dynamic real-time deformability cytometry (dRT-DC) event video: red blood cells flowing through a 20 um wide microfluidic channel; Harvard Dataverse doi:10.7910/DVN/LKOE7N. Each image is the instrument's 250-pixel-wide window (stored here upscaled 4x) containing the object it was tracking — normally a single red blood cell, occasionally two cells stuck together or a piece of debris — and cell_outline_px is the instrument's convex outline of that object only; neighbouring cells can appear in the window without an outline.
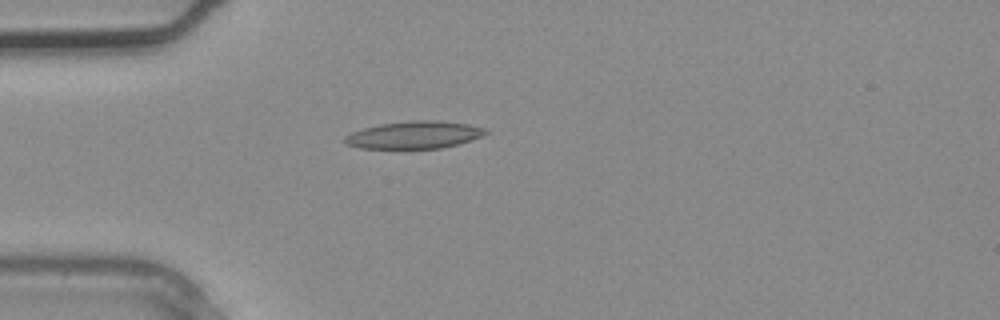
{"species": "common noctule bat (a hibernating species)", "species_latin": "Nyctalus noctula", "temperature_condition": "warm", "stored_images_in_passage": 3, "camera_frame_rate_fps": 3000, "um_per_image_px": 0.085, "animal": {"sex": "male", "body_mass_g": 20.4}, "frame": {"image": 1, "passage_image": 3, "time_ms": 0.667, "image_size_px": [1000, 320], "cell_outline_px": [[492, 132], [484, 136], [472, 140], [440, 148], [360, 148], [344, 144], [344, 136], [352, 132], [364, 128], [380, 124], [412, 120], [432, 120], [468, 124], [488, 128]], "centroid_in_image_um": [35.26, 11.46], "position_along_channel_um": 49.7, "area_um2": 22.6}}